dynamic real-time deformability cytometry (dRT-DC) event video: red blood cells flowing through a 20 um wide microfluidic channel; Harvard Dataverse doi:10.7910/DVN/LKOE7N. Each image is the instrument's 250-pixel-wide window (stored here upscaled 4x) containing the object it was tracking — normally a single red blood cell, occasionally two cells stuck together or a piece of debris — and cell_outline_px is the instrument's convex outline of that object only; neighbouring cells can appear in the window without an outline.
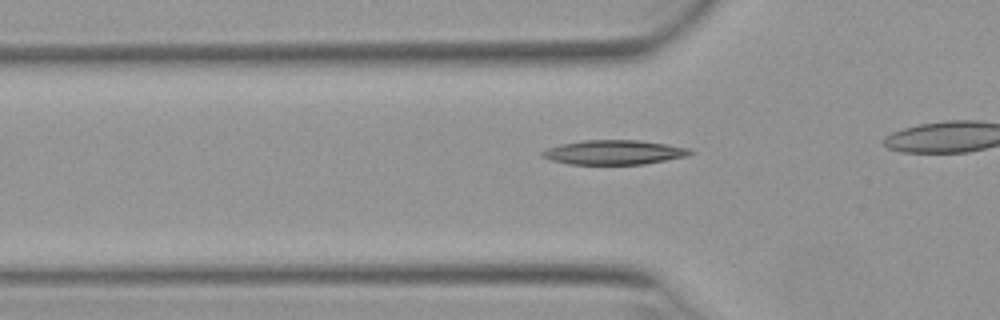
{"species": "Egyptian fruit bat (a non-hibernating species)", "species_latin": "Rousettus aegyptiacus", "temperature_condition": "warm", "stored_images_in_passage": 31, "camera_frame_rate_fps": 3000, "um_per_image_px": 0.085, "animal": {"sex": "female"}, "frame": {"image": 1, "passage_image": 7, "time_ms": 2.0, "image_size_px": [1000, 320], "cell_outline_px": [[696, 152], [688, 156], [644, 164], [568, 164], [552, 160], [540, 156], [540, 152], [548, 148], [560, 144], [584, 140], [640, 140], [692, 148]], "centroid_in_image_um": [52.23, 12.94], "position_along_channel_um": 73.6, "area_um2": 21.21}}
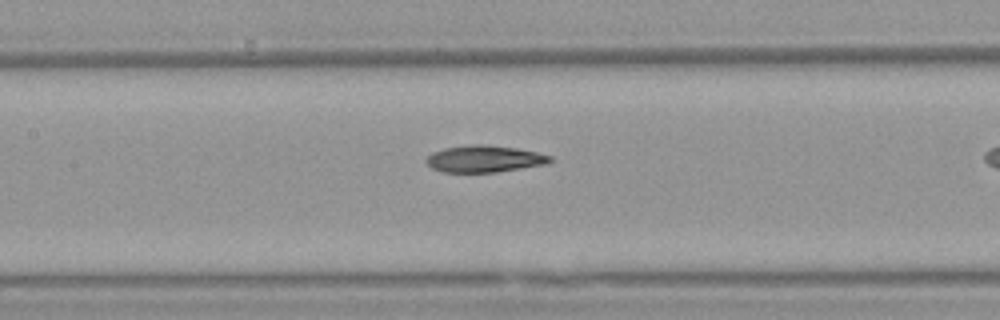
{"frame": {"image": 2, "passage_image": 14, "time_ms": 4.333, "image_size_px": [1000, 320], "cell_outline_px": [[552, 160], [548, 164], [496, 172], [440, 172], [432, 168], [424, 160], [432, 152], [444, 148], [472, 144], [484, 144], [516, 148], [536, 152], [552, 156]], "centroid_in_image_um": [41.16, 13.5], "position_along_channel_um": 166.2, "area_um2": 19.42}}
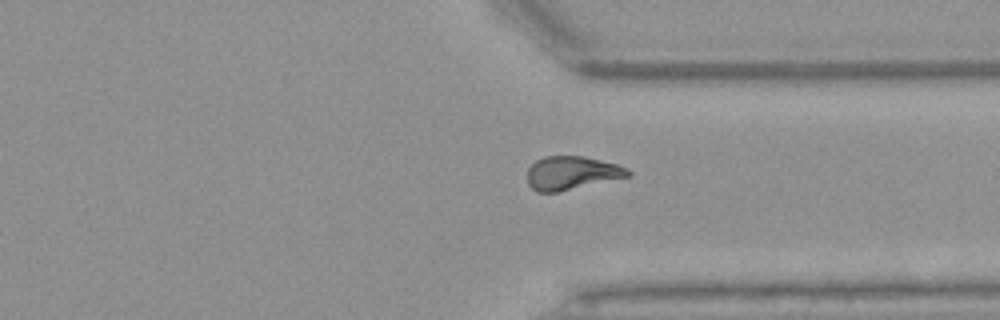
{"frame": {"image": 3, "passage_image": 29, "time_ms": 9.333, "image_size_px": [1000, 320], "cell_outline_px": [[632, 176], [556, 192], [536, 192], [528, 184], [528, 168], [536, 160], [544, 156], [584, 156], [616, 164], [628, 168], [632, 172]], "centroid_in_image_um": [48.61, 14.7], "position_along_channel_um": 362.8, "area_um2": 19.65}}